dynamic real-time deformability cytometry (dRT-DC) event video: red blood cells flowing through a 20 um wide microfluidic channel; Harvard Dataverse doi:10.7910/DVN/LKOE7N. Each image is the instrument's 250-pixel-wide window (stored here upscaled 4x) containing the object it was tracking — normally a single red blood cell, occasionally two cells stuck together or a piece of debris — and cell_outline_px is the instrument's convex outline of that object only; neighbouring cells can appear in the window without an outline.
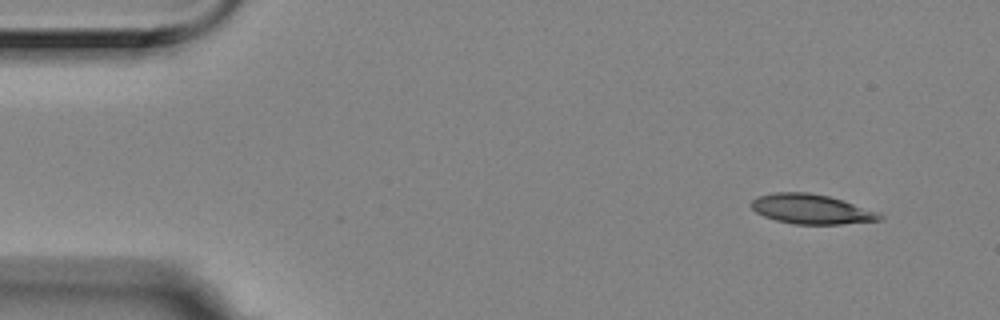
{"species": "Egyptian fruit bat (a non-hibernating species)", "species_latin": "Rousettus aegyptiacus", "temperature_condition": "room temperature", "stored_images_in_passage": 4, "camera_frame_rate_fps": 3000, "um_per_image_px": 0.085, "animal": {"sex": "female"}, "frame": {"image": 1, "passage_image": 4, "time_ms": 1.0, "image_size_px": [1000, 320], "cell_outline_px": [[884, 216], [880, 220], [840, 224], [792, 224], [776, 220], [764, 216], [756, 212], [748, 204], [756, 196], [772, 192], [808, 192], [828, 196], [880, 212]], "centroid_in_image_um": [68.92, 17.77], "position_along_channel_um": 16.1, "area_um2": 22.31}}